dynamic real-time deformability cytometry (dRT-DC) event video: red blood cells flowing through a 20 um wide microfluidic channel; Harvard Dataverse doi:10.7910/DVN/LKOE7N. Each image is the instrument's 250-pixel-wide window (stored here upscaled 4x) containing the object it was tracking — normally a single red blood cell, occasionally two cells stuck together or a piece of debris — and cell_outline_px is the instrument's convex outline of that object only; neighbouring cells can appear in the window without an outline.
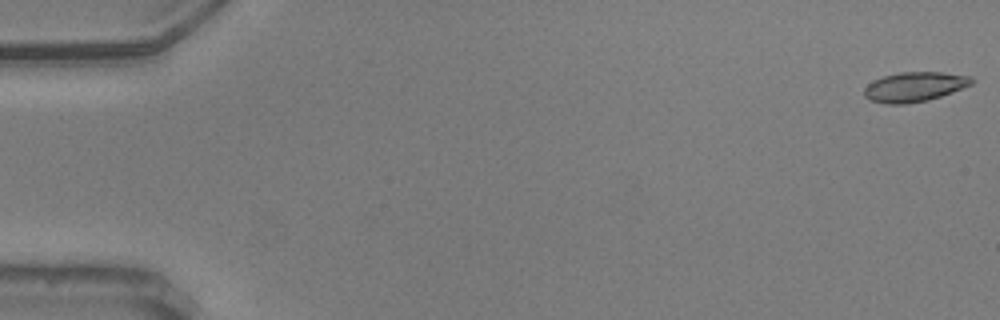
{"species": "common noctule bat (a hibernating species)", "species_latin": "Nyctalus noctula", "temperature_condition": "warm", "stored_images_in_passage": 55, "camera_frame_rate_fps": 3000, "um_per_image_px": 0.085, "animal": {"sex": "male", "body_mass_g": 20.5, "forearm_length_mm": 52.5}, "frame": {"image": 1, "passage_image": 1, "time_ms": 0.0, "image_size_px": [1000, 320], "cell_outline_px": [[976, 80], [972, 84], [952, 92], [928, 100], [904, 104], [888, 104], [868, 100], [864, 96], [864, 88], [868, 84], [884, 76], [900, 72], [940, 72], [972, 76]], "centroid_in_image_um": [77.75, 7.38], "position_along_channel_um": 7.3, "area_um2": 18.55}}
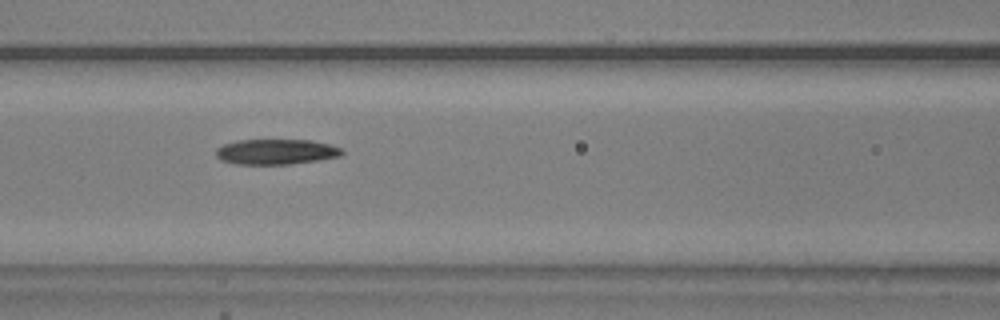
{"frame": {"image": 2, "passage_image": 25, "time_ms": 8.0, "image_size_px": [1000, 320], "cell_outline_px": [[344, 152], [340, 156], [320, 160], [292, 164], [236, 164], [220, 160], [216, 156], [216, 148], [224, 144], [236, 140], [308, 140], [328, 144], [340, 148]], "centroid_in_image_um": [23.44, 12.9], "position_along_channel_um": 143.2, "area_um2": 18.61}}
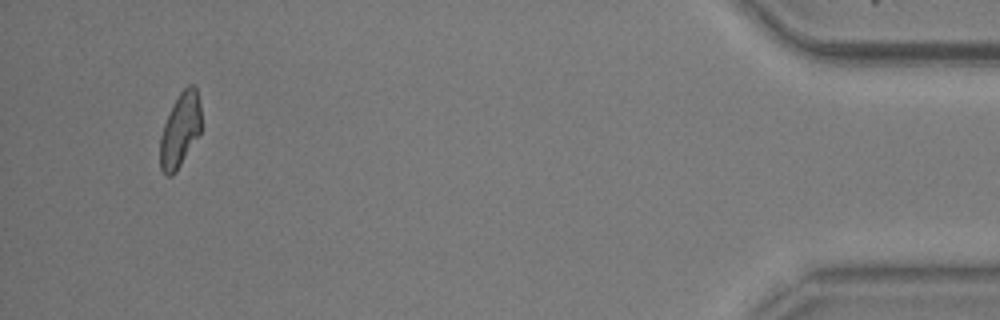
{"frame": {"image": 3, "passage_image": 54, "time_ms": 17.667, "image_size_px": [1000, 320], "cell_outline_px": [[200, 132], [176, 172], [172, 176], [168, 176], [160, 168], [160, 136], [164, 124], [180, 92], [188, 84], [196, 84], [200, 104]], "centroid_in_image_um": [15.31, 11.04], "position_along_channel_um": 419.9, "area_um2": 17.51}}